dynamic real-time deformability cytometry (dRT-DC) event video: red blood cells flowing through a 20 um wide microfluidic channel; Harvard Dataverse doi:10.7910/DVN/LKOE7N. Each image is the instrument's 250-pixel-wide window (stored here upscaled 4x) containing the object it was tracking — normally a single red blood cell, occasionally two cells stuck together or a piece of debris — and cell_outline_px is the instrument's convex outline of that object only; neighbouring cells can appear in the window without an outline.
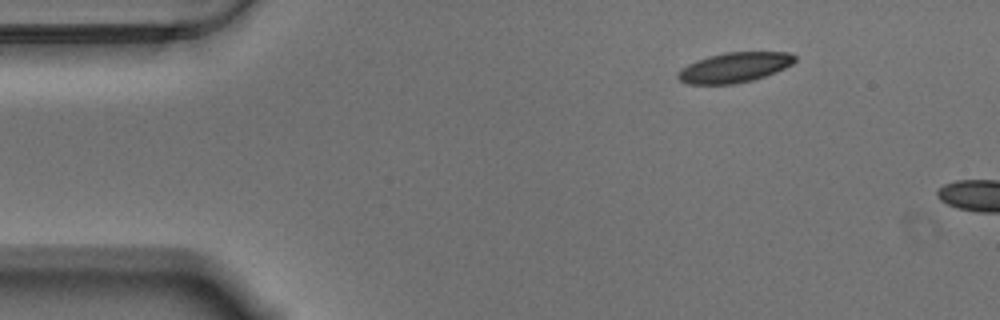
{"species": "Egyptian fruit bat (a non-hibernating species)", "species_latin": "Rousettus aegyptiacus", "temperature_condition": "warm", "stored_images_in_passage": 4, "camera_frame_rate_fps": 3000, "um_per_image_px": 0.085, "animal": {"sex": "male"}, "frame": {"image": 1, "passage_image": 1, "time_ms": 0.0, "image_size_px": [1000, 320], "cell_outline_px": [[796, 60], [792, 64], [776, 72], [752, 80], [732, 84], [688, 84], [680, 80], [676, 76], [676, 72], [680, 68], [696, 60], [708, 56], [724, 52], [788, 52], [796, 56]], "centroid_in_image_um": [62.39, 5.73], "position_along_channel_um": 22.6, "area_um2": 20.52}}